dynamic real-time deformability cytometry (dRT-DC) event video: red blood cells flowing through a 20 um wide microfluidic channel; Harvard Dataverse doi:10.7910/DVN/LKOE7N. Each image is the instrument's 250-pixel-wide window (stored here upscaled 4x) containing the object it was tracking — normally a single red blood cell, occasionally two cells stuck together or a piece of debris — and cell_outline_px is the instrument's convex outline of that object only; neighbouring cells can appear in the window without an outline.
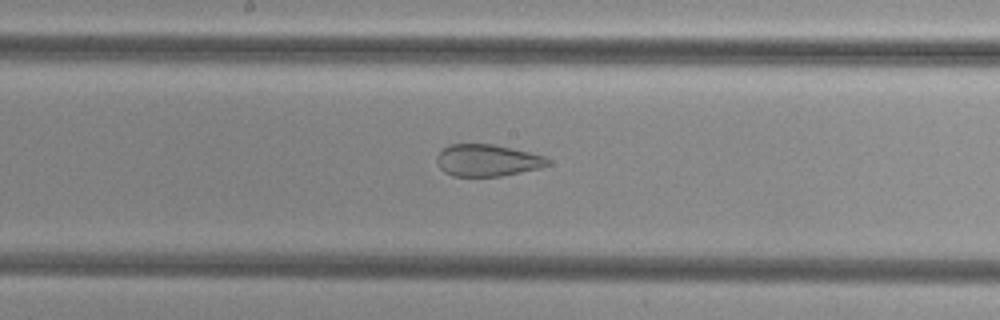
{"species": "common noctule bat (a hibernating species)", "species_latin": "Nyctalus noctula", "temperature_condition": "cold", "stored_images_in_passage": 51, "segment_of_instrument_passage": [2, 2], "camera_frame_rate_fps": 3000, "um_per_image_px": 0.085, "animal": {"sex": "female", "body_mass_g": 29.2, "forearm_length_mm": 56.3}, "frame": {"image": 1, "passage_image": 27, "time_ms": 8.667, "image_size_px": [1000, 320], "cell_outline_px": [[552, 160], [548, 164], [540, 168], [500, 176], [452, 176], [444, 172], [440, 168], [436, 160], [436, 156], [448, 144], [492, 144], [528, 152], [544, 156]], "centroid_in_image_um": [41.4, 13.63], "position_along_channel_um": 206.8, "area_um2": 20.52}}
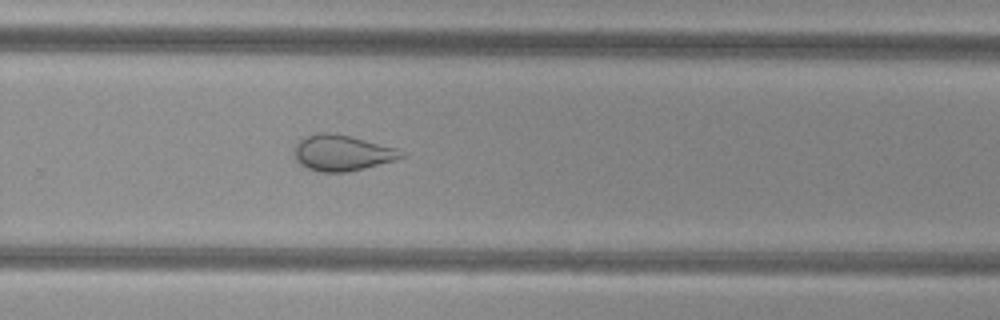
{"frame": {"image": 2, "passage_image": 34, "time_ms": 11.0, "image_size_px": [1000, 320], "cell_outline_px": [[408, 156], [396, 160], [348, 172], [320, 172], [308, 168], [300, 164], [296, 160], [292, 148], [300, 140], [308, 136], [320, 132], [332, 132], [352, 136], [396, 148]], "centroid_in_image_um": [29.08, 12.99], "position_along_channel_um": 300.7, "area_um2": 22.48}}
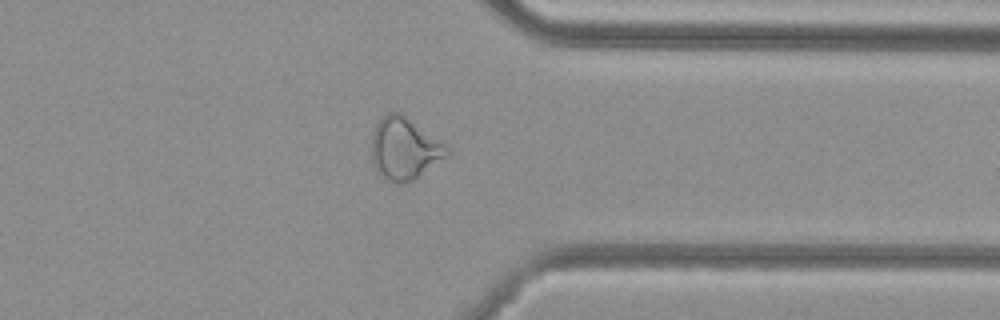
{"frame": {"image": 3, "passage_image": 40, "time_ms": 13.0, "image_size_px": [1000, 320], "cell_outline_px": [[452, 152], [448, 156], [412, 180], [400, 184], [384, 180], [376, 172], [372, 164], [372, 132], [376, 124], [388, 112], [400, 112], [452, 148]], "centroid_in_image_um": [34.38, 12.65], "position_along_channel_um": 377.0, "area_um2": 27.51}}